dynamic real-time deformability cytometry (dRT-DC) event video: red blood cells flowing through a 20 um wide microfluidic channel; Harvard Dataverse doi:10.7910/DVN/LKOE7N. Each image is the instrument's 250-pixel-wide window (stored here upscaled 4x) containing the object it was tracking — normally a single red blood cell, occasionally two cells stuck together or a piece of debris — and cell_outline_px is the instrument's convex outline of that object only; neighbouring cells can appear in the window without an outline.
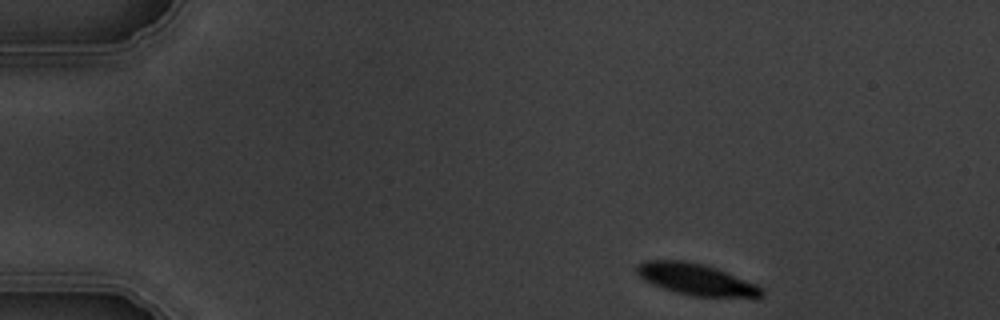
{"species": "common noctule bat (a hibernating species)", "species_latin": "Nyctalus noctula", "temperature_condition": "warm", "stored_images_in_passage": 5, "camera_frame_rate_fps": 3000, "um_per_image_px": 0.085, "animal": {"sex": "male", "body_mass_g": 19.5, "forearm_length_mm": 54.6}, "frame": {"image": 1, "passage_image": 1, "time_ms": 0.0, "image_size_px": [1000, 320], "cell_outline_px": [[764, 296], [692, 296], [676, 292], [652, 284], [644, 280], [636, 272], [636, 264], [644, 260], [684, 260], [704, 264], [716, 268], [756, 284], [764, 288]], "centroid_in_image_um": [59.12, 23.72], "position_along_channel_um": 25.9, "area_um2": 22.66}}
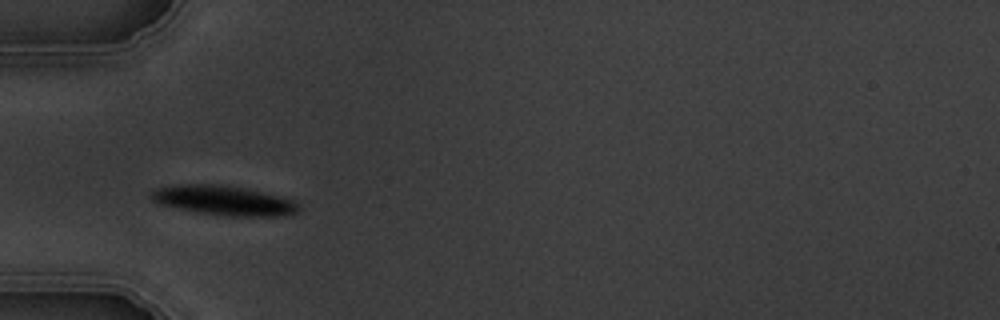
{"frame": {"image": 2, "passage_image": 4, "time_ms": 3.333, "image_size_px": [1000, 320], "cell_outline_px": [[300, 212], [276, 216], [228, 216], [196, 212], [156, 204], [148, 196], [148, 192], [152, 188], [172, 184], [220, 184], [244, 188], [280, 196], [292, 200], [300, 204]], "centroid_in_image_um": [18.91, 17.03], "position_along_channel_um": 66.1, "area_um2": 25.95}}